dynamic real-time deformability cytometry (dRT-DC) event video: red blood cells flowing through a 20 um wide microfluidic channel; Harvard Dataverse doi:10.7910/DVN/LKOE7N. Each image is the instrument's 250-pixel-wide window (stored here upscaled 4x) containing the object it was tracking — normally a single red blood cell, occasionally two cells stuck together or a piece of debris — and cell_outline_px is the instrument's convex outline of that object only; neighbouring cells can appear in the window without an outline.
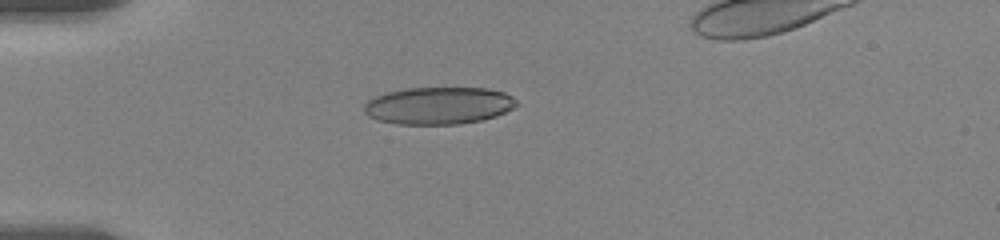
{"species": "human", "species_latin": "Homo sapiens", "temperature_condition": "room temperature", "stored_images_in_passage": 35, "camera_frame_rate_fps": 3000, "um_per_image_px": 0.085, "donor": {"sex": "female"}, "frame": {"image": 1, "passage_image": 2, "time_ms": 0.333, "image_size_px": [1000, 240], "cell_outline_px": [[520, 104], [496, 116], [480, 120], [460, 124], [400, 124], [376, 120], [368, 116], [364, 112], [364, 104], [368, 100], [376, 96], [388, 92], [408, 88], [488, 88], [504, 92], [512, 96]], "centroid_in_image_um": [37.29, 8.97], "position_along_channel_um": 47.7, "area_um2": 33.12}}
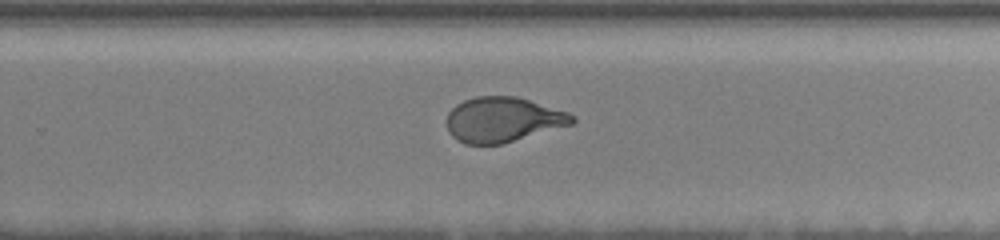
{"frame": {"image": 2, "passage_image": 20, "time_ms": 7.667, "image_size_px": [1000, 240], "cell_outline_px": [[576, 120], [572, 124], [500, 144], [464, 144], [456, 140], [448, 132], [448, 112], [456, 104], [464, 100], [476, 96], [516, 96], [568, 112], [576, 116]], "centroid_in_image_um": [42.73, 10.16], "position_along_channel_um": 287.1, "area_um2": 32.71}}
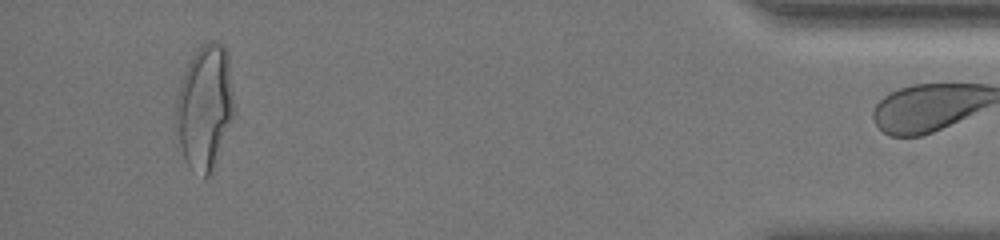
{"frame": {"image": 3, "passage_image": 34, "time_ms": 13.0, "image_size_px": [1000, 240], "cell_outline_px": [[236, 112], [212, 172], [204, 180], [184, 160], [176, 128], [176, 96], [184, 72], [192, 56], [200, 44], [208, 40], [216, 40], [228, 48]], "centroid_in_image_um": [17.45, 9.06], "position_along_channel_um": 417.8, "area_um2": 43.06}}